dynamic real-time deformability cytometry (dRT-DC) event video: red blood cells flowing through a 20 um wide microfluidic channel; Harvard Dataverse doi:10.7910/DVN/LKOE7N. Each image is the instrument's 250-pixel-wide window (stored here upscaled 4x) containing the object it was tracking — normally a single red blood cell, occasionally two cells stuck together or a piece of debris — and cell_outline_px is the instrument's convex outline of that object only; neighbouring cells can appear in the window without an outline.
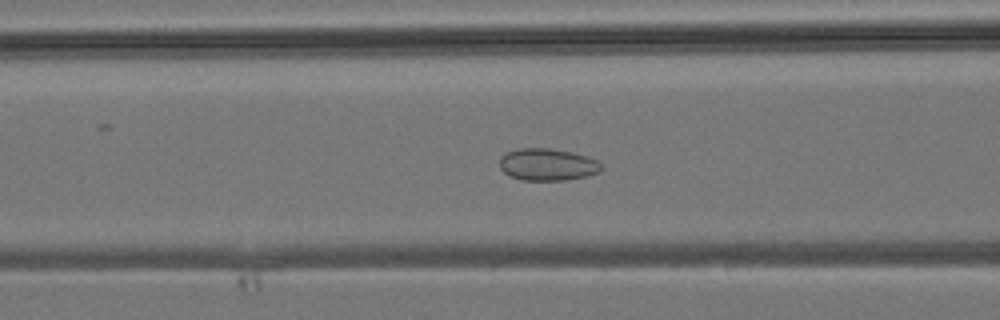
{"species": "common noctule bat (a hibernating species)", "species_latin": "Nyctalus noctula", "temperature_condition": "room temperature", "stored_images_in_passage": 44, "camera_frame_rate_fps": 3000, "um_per_image_px": 0.085, "animal": {"sex": "male", "body_mass_g": 19.2, "forearm_length_mm": 51.8}, "frame": {"image": 1, "passage_image": 18, "time_ms": 5.667, "image_size_px": [1000, 320], "cell_outline_px": [[604, 168], [600, 172], [584, 176], [564, 180], [520, 180], [508, 176], [500, 168], [500, 156], [508, 152], [520, 148], [552, 148], [572, 152], [596, 160]], "centroid_in_image_um": [46.51, 13.99], "position_along_channel_um": 120.1, "area_um2": 19.02}}
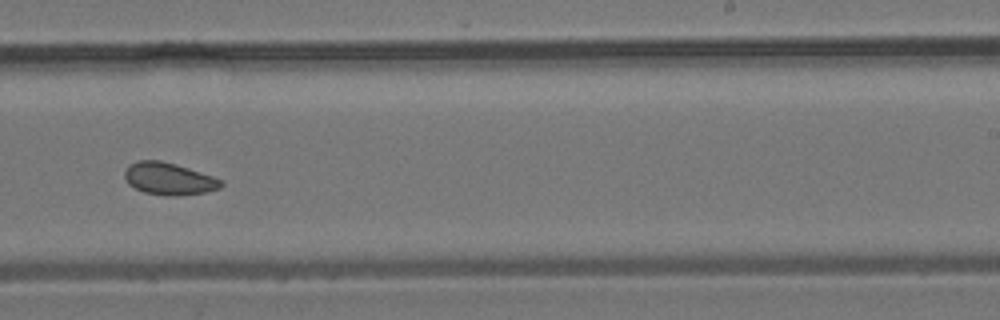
{"frame": {"image": 2, "passage_image": 28, "time_ms": 9.0, "image_size_px": [1000, 320], "cell_outline_px": [[224, 184], [220, 188], [204, 192], [168, 196], [144, 192], [128, 184], [124, 176], [124, 172], [128, 164], [136, 160], [160, 160], [176, 164], [224, 180]], "centroid_in_image_um": [14.33, 15.17], "position_along_channel_um": 274.7, "area_um2": 18.03}}
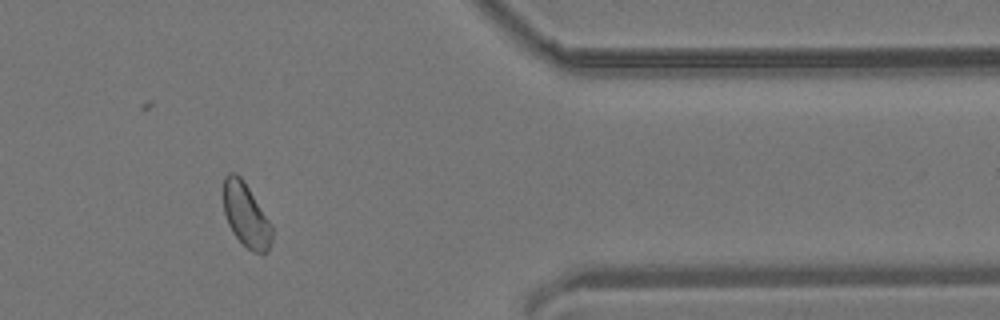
{"frame": {"image": 3, "passage_image": 37, "time_ms": 12.0, "image_size_px": [1000, 320], "cell_outline_px": [[272, 240], [268, 252], [252, 252], [232, 232], [228, 224], [224, 212], [224, 176], [228, 172], [236, 172], [244, 180], [272, 224]], "centroid_in_image_um": [20.92, 18.26], "position_along_channel_um": 390.5, "area_um2": 18.09}}